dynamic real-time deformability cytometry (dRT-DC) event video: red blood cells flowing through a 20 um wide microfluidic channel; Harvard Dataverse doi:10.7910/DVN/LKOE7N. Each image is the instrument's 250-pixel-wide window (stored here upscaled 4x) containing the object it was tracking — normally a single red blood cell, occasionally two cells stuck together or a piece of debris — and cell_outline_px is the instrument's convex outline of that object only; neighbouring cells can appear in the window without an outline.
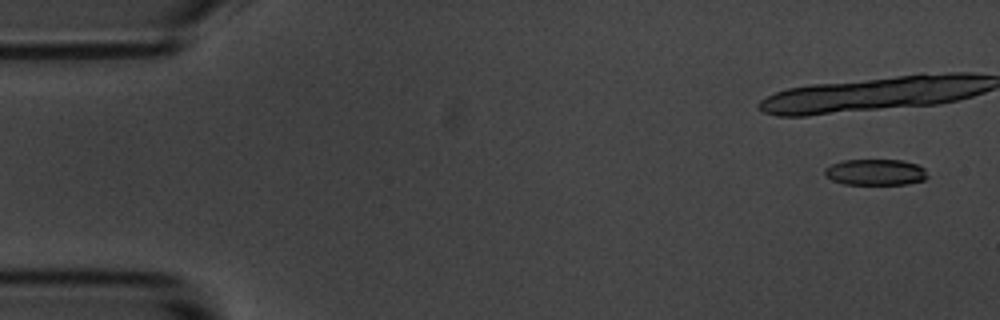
{"species": "common noctule bat (a hibernating species)", "species_latin": "Nyctalus noctula", "temperature_condition": "room temperature", "stored_images_in_passage": 5, "camera_frame_rate_fps": 3000, "um_per_image_px": 0.085, "animal": {"sex": "male", "body_mass_g": 20.1, "forearm_length_mm": 53.5}, "frame": {"image": 1, "passage_image": 1, "time_ms": 0.0, "image_size_px": [1000, 320], "cell_outline_px": [[928, 176], [924, 180], [908, 184], [844, 184], [832, 180], [824, 172], [824, 168], [832, 164], [844, 160], [904, 160], [916, 164], [924, 168]], "centroid_in_image_um": [74.44, 14.63], "position_along_channel_um": 10.6, "area_um2": 15.61}}
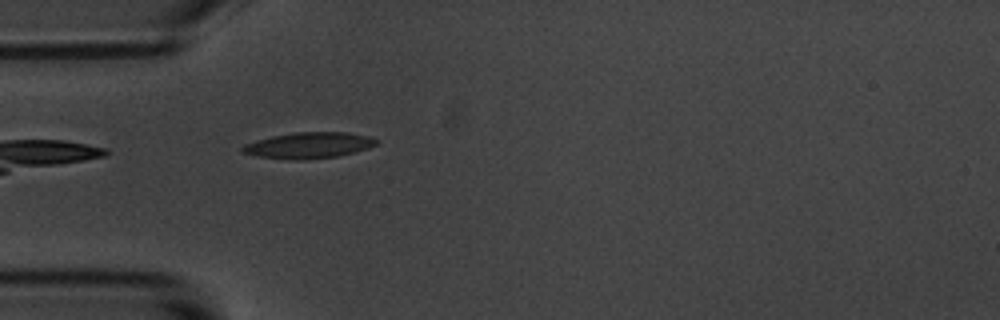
{"frame": {"image": 2, "passage_image": 5, "time_ms": 5.667, "image_size_px": [1000, 320], "cell_outline_px": [[380, 140], [376, 144], [368, 148], [356, 152], [336, 156], [304, 160], [296, 160], [256, 156], [240, 152], [240, 148], [244, 144], [256, 140], [272, 136], [296, 132], [348, 132], [368, 136]], "centroid_in_image_um": [26.23, 12.35], "position_along_channel_um": 58.8, "area_um2": 20.4}}